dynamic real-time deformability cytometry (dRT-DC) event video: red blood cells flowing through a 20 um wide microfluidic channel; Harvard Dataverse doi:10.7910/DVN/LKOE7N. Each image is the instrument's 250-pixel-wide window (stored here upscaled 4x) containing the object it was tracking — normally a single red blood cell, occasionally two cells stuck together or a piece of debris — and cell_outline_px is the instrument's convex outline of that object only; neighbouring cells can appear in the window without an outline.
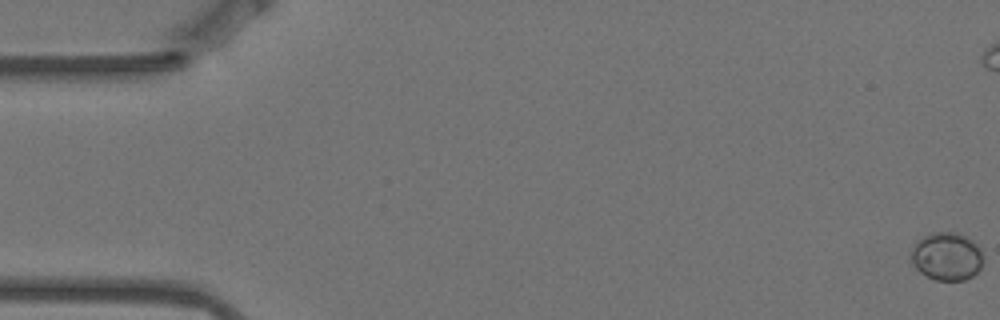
{"species": "Egyptian fruit bat (a non-hibernating species)", "species_latin": "Rousettus aegyptiacus", "temperature_condition": "warm", "stored_images_in_passage": 5, "camera_frame_rate_fps": 3000, "um_per_image_px": 0.085, "animal": {"sex": "female"}, "frame": {"image": 1, "passage_image": 1, "time_ms": 0.0, "image_size_px": [1000, 320], "cell_outline_px": [[984, 256], [980, 268], [972, 276], [964, 280], [936, 280], [920, 272], [916, 268], [908, 252], [916, 240], [932, 232], [960, 232], [968, 236], [980, 248]], "centroid_in_image_um": [80.46, 21.76], "position_along_channel_um": 4.5, "area_um2": 20.52}}